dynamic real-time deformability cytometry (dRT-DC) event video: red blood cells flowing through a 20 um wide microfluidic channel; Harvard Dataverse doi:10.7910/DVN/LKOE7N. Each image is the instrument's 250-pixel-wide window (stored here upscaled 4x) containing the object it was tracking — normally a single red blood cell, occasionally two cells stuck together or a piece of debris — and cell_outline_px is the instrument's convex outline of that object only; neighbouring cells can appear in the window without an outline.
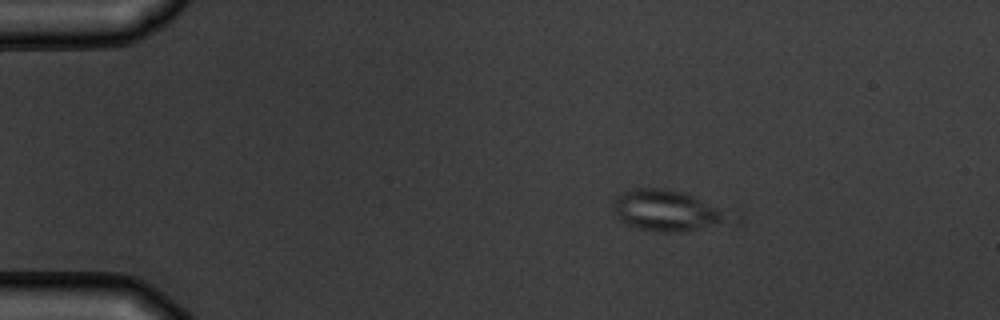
{"species": "common noctule bat (a hibernating species)", "species_latin": "Nyctalus noctula", "temperature_condition": "warm", "stored_images_in_passage": 2, "camera_frame_rate_fps": 3000, "um_per_image_px": 0.085, "animal": {"sex": "male", "body_mass_g": 19.5, "forearm_length_mm": 54.6}, "frame": {"image": 1, "passage_image": 1, "time_ms": 0.0, "image_size_px": [1000, 320], "cell_outline_px": [[744, 220], [740, 224], [684, 232], [656, 232], [636, 228], [620, 220], [616, 216], [612, 208], [612, 200], [620, 192], [636, 188], [664, 188], [684, 192], [744, 208]], "centroid_in_image_um": [57.23, 17.92], "position_along_channel_um": 27.8, "area_um2": 31.67}}